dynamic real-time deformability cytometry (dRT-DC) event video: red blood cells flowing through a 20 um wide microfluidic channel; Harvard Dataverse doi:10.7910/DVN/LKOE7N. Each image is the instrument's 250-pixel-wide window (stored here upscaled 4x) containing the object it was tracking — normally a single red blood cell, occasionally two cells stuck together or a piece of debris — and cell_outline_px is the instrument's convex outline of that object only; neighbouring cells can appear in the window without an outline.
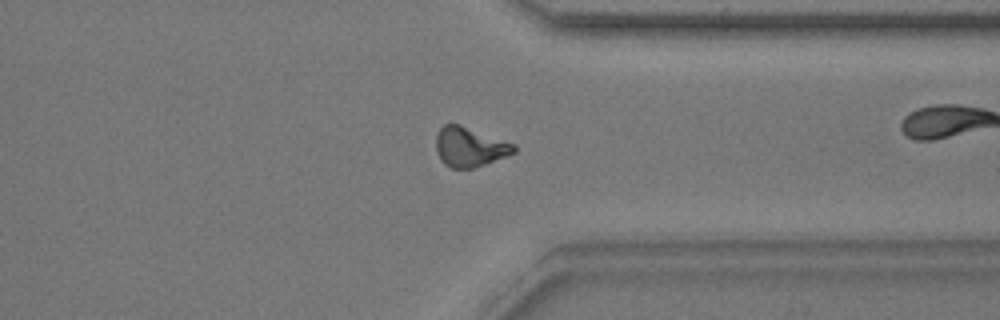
{"species": "common noctule bat (a hibernating species)", "species_latin": "Nyctalus noctula", "temperature_condition": "warm", "stored_images_in_passage": 48, "camera_frame_rate_fps": 3000, "um_per_image_px": 0.085, "animal": {"sex": "male", "body_mass_g": 17.9}, "frame": {"image": 1, "passage_image": 35, "time_ms": 11.333, "image_size_px": [1000, 320], "cell_outline_px": [[516, 152], [484, 164], [472, 168], [452, 168], [444, 164], [440, 160], [436, 152], [436, 136], [440, 128], [444, 124], [460, 124], [516, 144]], "centroid_in_image_um": [39.91, 12.48], "position_along_channel_um": 371.5, "area_um2": 17.98}}
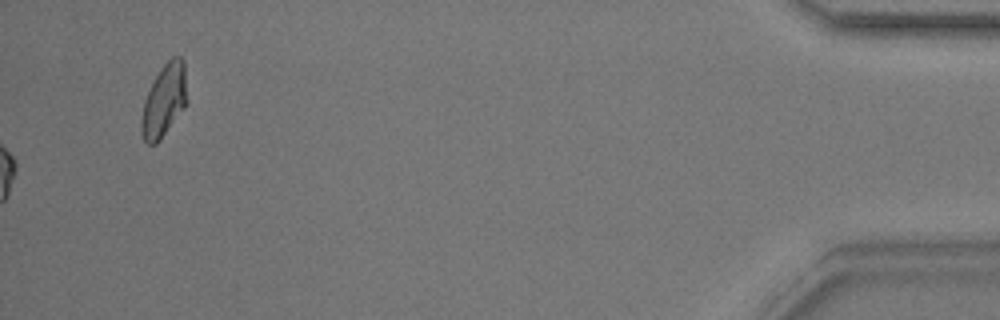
{"frame": {"image": 2, "passage_image": 48, "time_ms": 15.667, "image_size_px": [1000, 320], "cell_outline_px": [[184, 108], [160, 140], [156, 144], [148, 144], [144, 140], [140, 128], [140, 120], [144, 100], [160, 68], [172, 56], [180, 56], [184, 60]], "centroid_in_image_um": [13.9, 8.57], "position_along_channel_um": 421.3, "area_um2": 18.73}, "authors_computed_cell_mechanics": {"area_um2": 17.34, "velocity_mm_per_s": 3.8573, "shape_relaxation_time_tau1_ms": 2.6217, "shape_relaxation_time_tau2_ms": 4.7221, "deformation_change_tau1": 0.1733, "deformation_change_tau2": 0.1412}}